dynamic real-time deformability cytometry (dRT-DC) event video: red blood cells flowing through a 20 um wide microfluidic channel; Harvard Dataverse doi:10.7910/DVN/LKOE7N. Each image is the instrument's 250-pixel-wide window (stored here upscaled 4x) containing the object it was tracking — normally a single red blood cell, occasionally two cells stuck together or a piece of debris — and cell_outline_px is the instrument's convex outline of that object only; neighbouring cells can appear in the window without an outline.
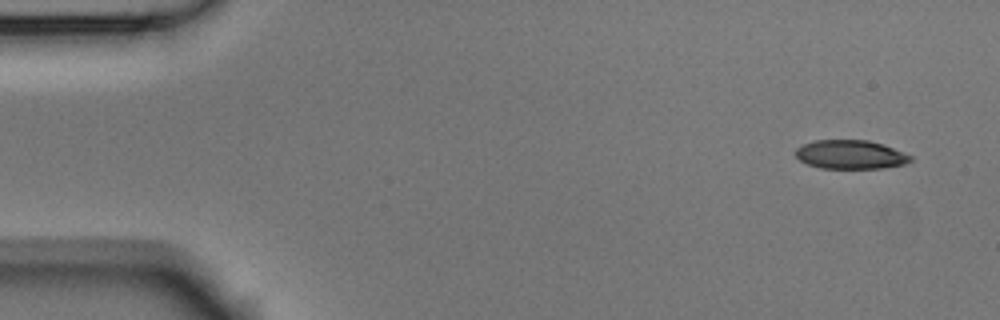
{"species": "Egyptian fruit bat (a non-hibernating species)", "species_latin": "Rousettus aegyptiacus", "temperature_condition": "room temperature", "stored_images_in_passage": 3, "camera_frame_rate_fps": 3000, "um_per_image_px": 0.085, "animal": {"sex": "male"}, "frame": {"image": 1, "passage_image": 1, "time_ms": 0.0, "image_size_px": [1000, 320], "cell_outline_px": [[912, 160], [904, 164], [880, 168], [820, 168], [808, 164], [800, 160], [796, 156], [796, 148], [804, 144], [816, 140], [868, 140], [884, 144], [912, 156]], "centroid_in_image_um": [72.3, 13.13], "position_along_channel_um": 12.7, "area_um2": 19.19}}